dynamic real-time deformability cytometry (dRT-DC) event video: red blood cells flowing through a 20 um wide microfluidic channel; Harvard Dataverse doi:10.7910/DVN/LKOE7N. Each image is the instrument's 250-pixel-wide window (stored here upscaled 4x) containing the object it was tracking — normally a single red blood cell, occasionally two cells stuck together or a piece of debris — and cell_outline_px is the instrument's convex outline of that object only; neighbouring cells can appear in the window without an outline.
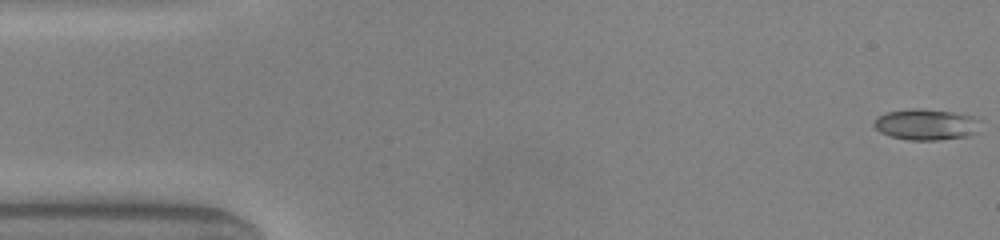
{"species": "common noctule bat (a hibernating species)", "species_latin": "Nyctalus noctula", "temperature_condition": "warm", "stored_images_in_passage": 46, "camera_frame_rate_fps": 3000, "um_per_image_px": 0.085, "animal": {"sex": "male", "body_mass_g": 20.0, "forearm_length_mm": 53.3}, "frame": {"image": 1, "passage_image": 1, "time_ms": 0.0, "image_size_px": [1000, 240], "cell_outline_px": [[976, 132], [968, 136], [936, 140], [908, 140], [892, 136], [880, 132], [872, 124], [880, 116], [888, 112], [912, 108], [916, 108], [952, 112], [972, 116], [976, 120]], "centroid_in_image_um": [78.67, 10.59], "position_along_channel_um": 6.3, "area_um2": 18.73}}
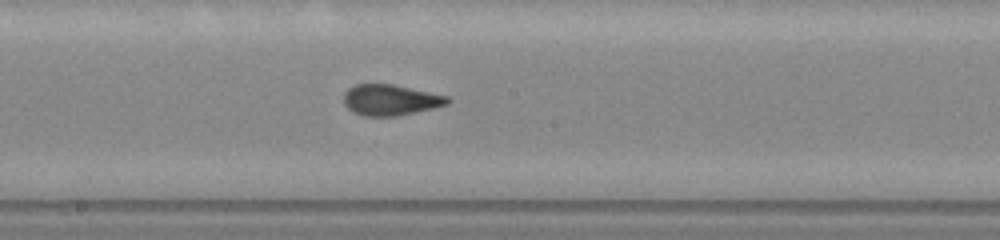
{"frame": {"image": 2, "passage_image": 26, "time_ms": 8.333, "image_size_px": [1000, 240], "cell_outline_px": [[452, 100], [448, 104], [432, 108], [396, 116], [364, 116], [352, 112], [344, 104], [344, 92], [348, 88], [356, 84], [392, 84], [448, 96]], "centroid_in_image_um": [33.17, 8.49], "position_along_channel_um": 215.0, "area_um2": 18.61}}
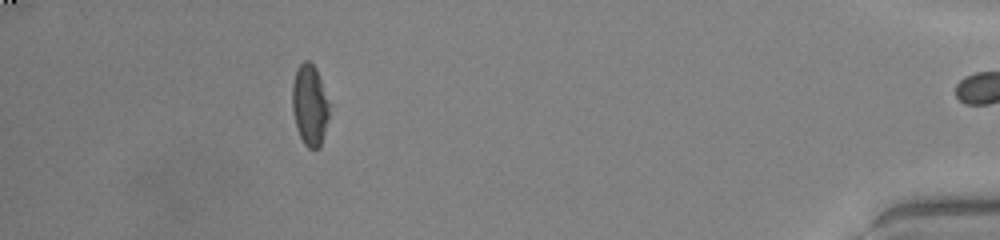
{"frame": {"image": 3, "passage_image": 45, "time_ms": 14.667, "image_size_px": [1000, 240], "cell_outline_px": [[328, 120], [320, 148], [308, 148], [304, 144], [296, 128], [292, 112], [292, 84], [296, 68], [304, 60], [308, 60], [316, 68], [328, 104]], "centroid_in_image_um": [26.29, 8.94], "position_along_channel_um": 408.9, "area_um2": 17.34}, "authors_computed_cell_mechanics": {"area_um2": 18.5249, "velocity_mm_per_s": 4.0569, "shape_relaxation_time_tau1_ms": 6.0255, "shape_relaxation_time_tau2_ms": 0.7942, "deformation_change_tau1": 0.1671, "deformation_change_tau2": 0.0665}}